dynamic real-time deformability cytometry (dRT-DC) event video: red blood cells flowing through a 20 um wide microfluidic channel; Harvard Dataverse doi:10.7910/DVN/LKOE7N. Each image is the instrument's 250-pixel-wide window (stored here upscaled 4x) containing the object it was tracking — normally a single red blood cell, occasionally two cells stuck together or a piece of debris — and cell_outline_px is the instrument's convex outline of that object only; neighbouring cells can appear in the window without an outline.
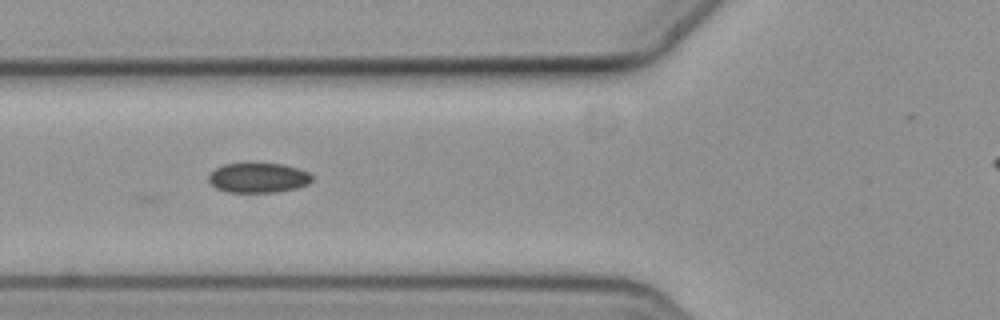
{"species": "common noctule bat (a hibernating species)", "species_latin": "Nyctalus noctula", "temperature_condition": "cold", "stored_images_in_passage": 9, "camera_frame_rate_fps": 3000, "um_per_image_px": 0.085, "animal": {"sex": "female", "body_mass_g": 19.3, "forearm_length_mm": 54.1}, "frame": {"image": 1, "passage_image": 5, "time_ms": 1.333, "image_size_px": [1000, 320], "cell_outline_px": [[312, 180], [308, 184], [296, 188], [276, 192], [228, 192], [216, 188], [208, 180], [208, 176], [216, 168], [224, 164], [248, 160], [284, 164], [308, 172], [312, 176]], "centroid_in_image_um": [21.93, 15.06], "position_along_channel_um": 103.9, "area_um2": 18.61}}